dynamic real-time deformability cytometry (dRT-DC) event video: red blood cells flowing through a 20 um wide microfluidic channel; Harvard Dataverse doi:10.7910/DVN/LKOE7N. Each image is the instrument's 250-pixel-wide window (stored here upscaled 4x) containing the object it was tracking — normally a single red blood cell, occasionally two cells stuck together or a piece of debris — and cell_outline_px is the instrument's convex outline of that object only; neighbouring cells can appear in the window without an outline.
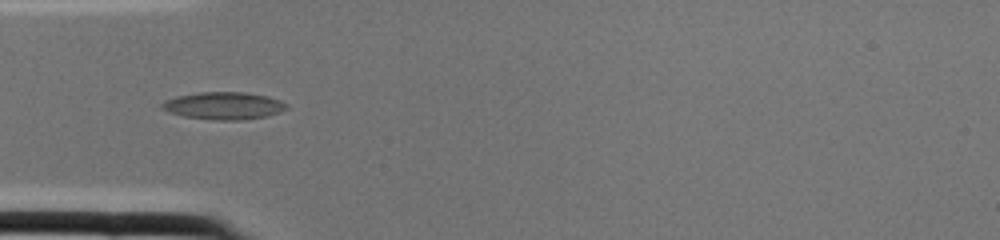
{"species": "common noctule bat (a hibernating species)", "species_latin": "Nyctalus noctula", "temperature_condition": "cold", "stored_images_in_passage": 2, "camera_frame_rate_fps": 3000, "um_per_image_px": 0.085, "animal": {"sex": "female", "body_mass_g": 22.0, "forearm_length_mm": 56.7}, "frame": {"image": 1, "passage_image": 2, "time_ms": 0.333, "image_size_px": [1000, 240], "cell_outline_px": [[288, 108], [280, 112], [268, 116], [240, 120], [216, 120], [184, 116], [168, 112], [160, 108], [160, 104], [164, 100], [176, 96], [200, 92], [244, 92], [268, 96], [280, 100], [288, 104]], "centroid_in_image_um": [19.01, 8.98], "position_along_channel_um": 66.0, "area_um2": 20.06}}